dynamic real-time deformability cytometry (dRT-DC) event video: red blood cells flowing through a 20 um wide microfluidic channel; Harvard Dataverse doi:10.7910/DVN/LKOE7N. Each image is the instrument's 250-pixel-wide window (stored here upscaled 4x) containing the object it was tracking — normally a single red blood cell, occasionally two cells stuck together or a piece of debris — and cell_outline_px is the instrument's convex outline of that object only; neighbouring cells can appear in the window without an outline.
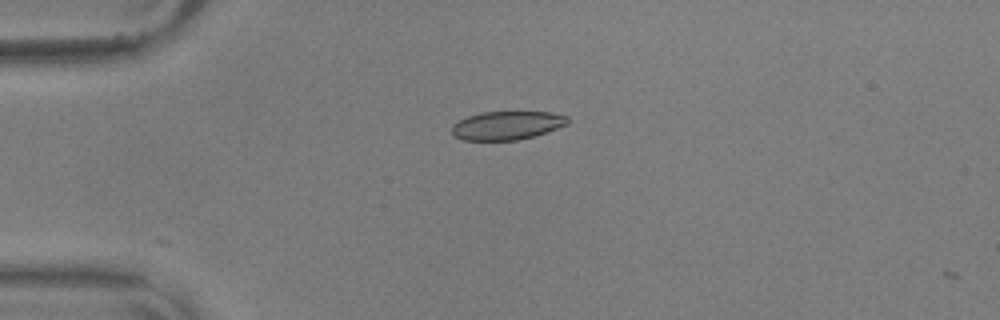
{"species": "common noctule bat (a hibernating species)", "species_latin": "Nyctalus noctula", "temperature_condition": "warm", "stored_images_in_passage": 3, "camera_frame_rate_fps": 3000, "um_per_image_px": 0.085, "animal": {"sex": "male", "body_mass_g": 17.9, "forearm_length_mm": 54.2}, "frame": {"image": 1, "passage_image": 2, "time_ms": 0.333, "image_size_px": [1000, 320], "cell_outline_px": [[568, 124], [536, 136], [516, 140], [464, 140], [456, 136], [452, 132], [452, 124], [468, 116], [480, 112], [552, 112], [568, 116]], "centroid_in_image_um": [43.12, 10.66], "position_along_channel_um": 41.9, "area_um2": 19.25}}